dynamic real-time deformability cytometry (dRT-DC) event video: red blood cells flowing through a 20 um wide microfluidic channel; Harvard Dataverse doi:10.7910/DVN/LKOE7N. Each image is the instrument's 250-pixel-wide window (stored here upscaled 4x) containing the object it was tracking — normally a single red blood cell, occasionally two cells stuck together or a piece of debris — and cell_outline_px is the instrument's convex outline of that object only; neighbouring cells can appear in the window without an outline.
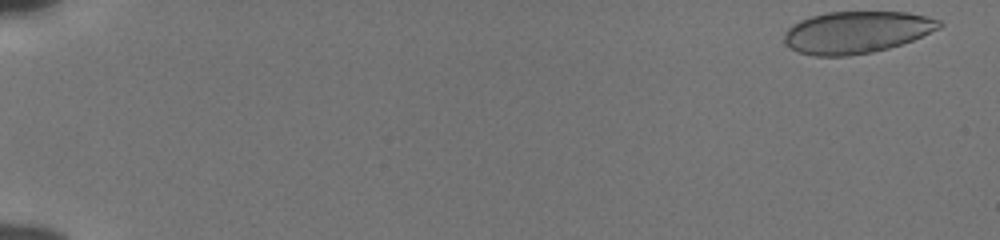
{"species": "human", "species_latin": "Homo sapiens", "temperature_condition": "cold", "stored_images_in_passage": 53, "camera_frame_rate_fps": 3000, "um_per_image_px": 0.085, "donor": {"sex": "male"}, "frame": {"image": 1, "passage_image": 1, "time_ms": 0.0, "image_size_px": [1000, 240], "cell_outline_px": [[944, 24], [940, 28], [912, 40], [888, 48], [872, 52], [848, 56], [816, 56], [796, 52], [784, 44], [784, 32], [792, 24], [800, 20], [812, 16], [828, 12], [908, 12], [940, 20]], "centroid_in_image_um": [72.77, 2.74], "position_along_channel_um": 12.2, "area_um2": 37.97}}
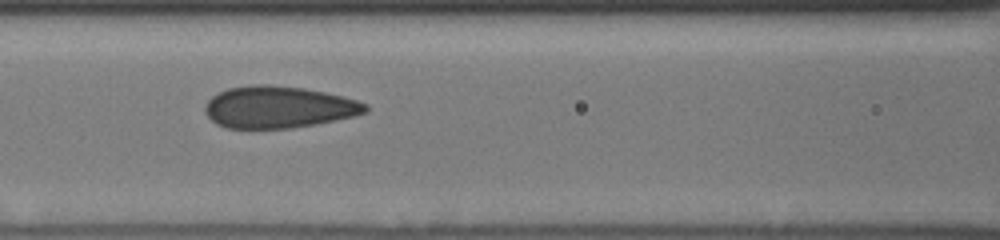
{"frame": {"image": 2, "passage_image": 25, "time_ms": 8.0, "image_size_px": [1000, 240], "cell_outline_px": [[368, 112], [356, 116], [316, 124], [292, 128], [228, 128], [216, 124], [204, 112], [204, 108], [208, 100], [212, 96], [228, 88], [256, 84], [268, 84], [304, 88], [324, 92], [356, 100], [368, 104]], "centroid_in_image_um": [23.68, 9.11], "position_along_channel_um": 142.9, "area_um2": 39.19}}
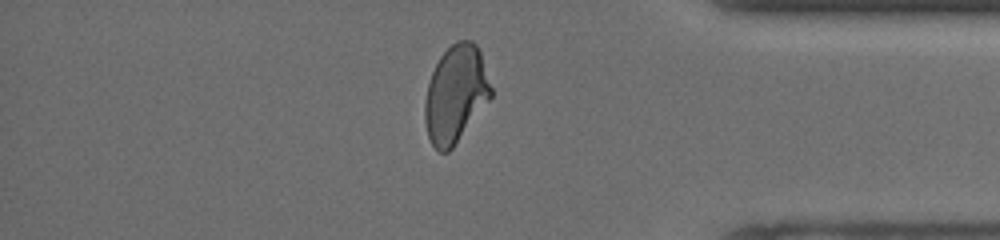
{"frame": {"image": 3, "passage_image": 46, "time_ms": 15.0, "image_size_px": [1000, 240], "cell_outline_px": [[492, 96], [452, 148], [448, 152], [440, 152], [432, 144], [428, 136], [424, 120], [424, 104], [428, 84], [432, 72], [440, 56], [456, 40], [472, 40], [476, 44], [480, 52], [492, 88]], "centroid_in_image_um": [38.72, 7.99], "position_along_channel_um": 396.5, "area_um2": 37.17}, "authors_computed_cell_mechanics": {"area_um2": 38.4948, "velocity_mm_per_s": 3.8607, "shape_relaxation_time_tau1_ms": 9.0124, "shape_relaxation_time_tau2_ms": 0.7395, "deformation_change_tau1": 0.1618, "deformation_change_tau2": 0.0482}}